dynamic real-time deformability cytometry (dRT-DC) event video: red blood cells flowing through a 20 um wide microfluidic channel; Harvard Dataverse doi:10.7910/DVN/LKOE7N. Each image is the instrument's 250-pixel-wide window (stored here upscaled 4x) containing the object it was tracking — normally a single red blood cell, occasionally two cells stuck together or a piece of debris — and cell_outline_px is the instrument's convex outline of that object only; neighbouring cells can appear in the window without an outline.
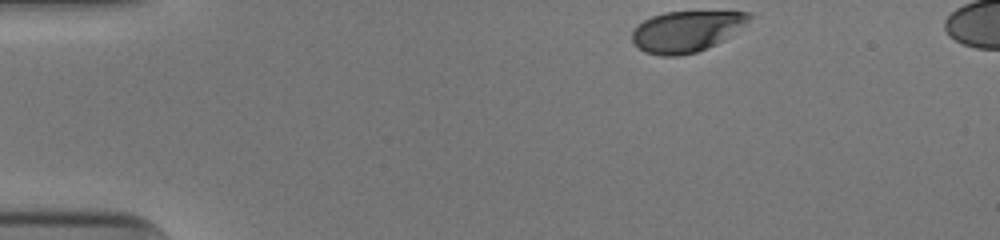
{"species": "human", "species_latin": "Homo sapiens", "temperature_condition": "cold", "stored_images_in_passage": 35, "camera_frame_rate_fps": 3000, "um_per_image_px": 0.085, "donor": {"sex": "male"}, "frame": {"image": 1, "passage_image": 1, "time_ms": 0.0, "image_size_px": [1000, 240], "cell_outline_px": [[752, 16], [744, 24], [724, 40], [716, 44], [696, 52], [676, 56], [660, 56], [644, 52], [632, 40], [632, 32], [636, 24], [652, 16], [664, 12], [752, 12]], "centroid_in_image_um": [58.3, 2.67], "position_along_channel_um": 26.7, "area_um2": 27.69}}
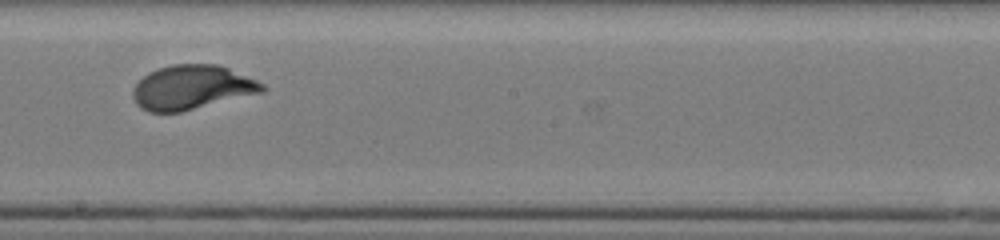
{"frame": {"image": 2, "passage_image": 23, "time_ms": 7.333, "image_size_px": [1000, 240], "cell_outline_px": [[268, 88], [264, 92], [180, 112], [148, 112], [140, 108], [136, 104], [132, 96], [132, 88], [148, 72], [172, 64], [216, 64], [228, 68], [256, 80], [264, 84]], "centroid_in_image_um": [16.3, 7.43], "position_along_channel_um": 231.9, "area_um2": 33.41}}
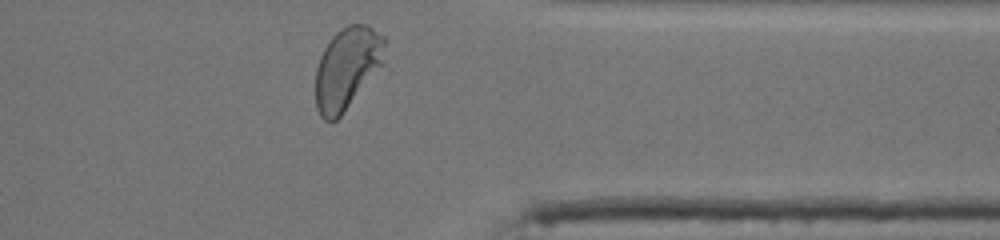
{"frame": {"image": 3, "passage_image": 35, "time_ms": 11.333, "image_size_px": [1000, 240], "cell_outline_px": [[388, 40], [384, 64], [340, 116], [332, 124], [324, 120], [320, 116], [316, 108], [316, 68], [320, 56], [324, 48], [332, 36], [340, 28], [348, 24], [368, 24], [384, 36]], "centroid_in_image_um": [29.53, 5.76], "position_along_channel_um": 381.9, "area_um2": 33.64}, "authors_computed_cell_mechanics": {"area_um2": 32.4258, "velocity_mm_per_s": 3.9087, "shape_relaxation_time_tau1_ms": 2.5596, "shape_relaxation_time_tau2_ms": null, "deformation_change_tau1": 0.1549, "deformation_change_tau2": null}}